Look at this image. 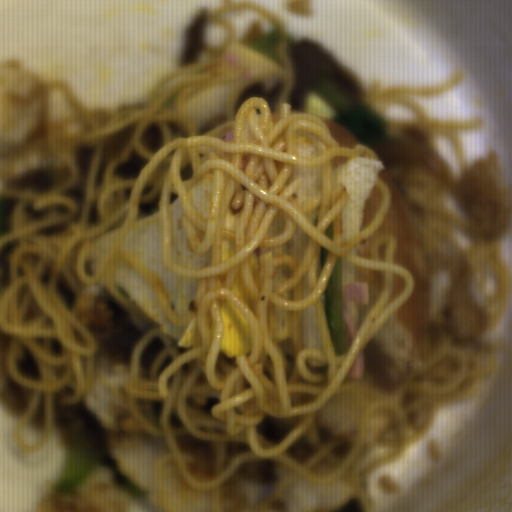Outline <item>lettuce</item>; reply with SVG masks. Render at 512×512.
Instances as JSON below:
<instances>
[{"label": "lettuce", "mask_w": 512, "mask_h": 512, "mask_svg": "<svg viewBox=\"0 0 512 512\" xmlns=\"http://www.w3.org/2000/svg\"><path fill=\"white\" fill-rule=\"evenodd\" d=\"M323 303L334 353L339 357L344 356L348 352V342L343 259L340 257L325 288Z\"/></svg>", "instance_id": "9fb2a089"}]
</instances>
